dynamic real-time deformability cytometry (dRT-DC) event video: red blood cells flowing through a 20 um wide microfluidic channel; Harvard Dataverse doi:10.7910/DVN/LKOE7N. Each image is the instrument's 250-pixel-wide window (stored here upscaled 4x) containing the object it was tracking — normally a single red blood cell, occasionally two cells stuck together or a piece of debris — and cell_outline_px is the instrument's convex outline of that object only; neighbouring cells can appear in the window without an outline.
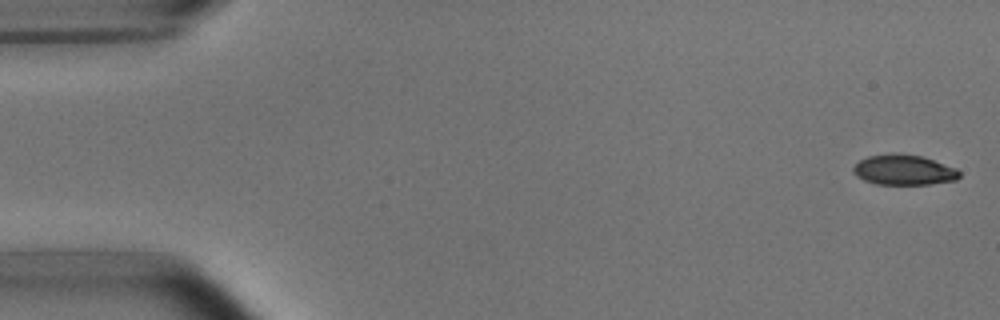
{"species": "common noctule bat (a hibernating species)", "species_latin": "Nyctalus noctula", "temperature_condition": "room temperature", "stored_images_in_passage": 5, "camera_frame_rate_fps": 3000, "um_per_image_px": 0.085, "animal": {"sex": "male", "body_mass_g": 15.6}, "frame": {"image": 1, "passage_image": 1, "time_ms": 0.0, "image_size_px": [1000, 320], "cell_outline_px": [[960, 176], [956, 180], [932, 184], [876, 184], [864, 180], [856, 176], [852, 172], [852, 168], [860, 160], [868, 156], [920, 156], [956, 168], [960, 172]], "centroid_in_image_um": [76.83, 14.5], "position_along_channel_um": 8.2, "area_um2": 17.98}}
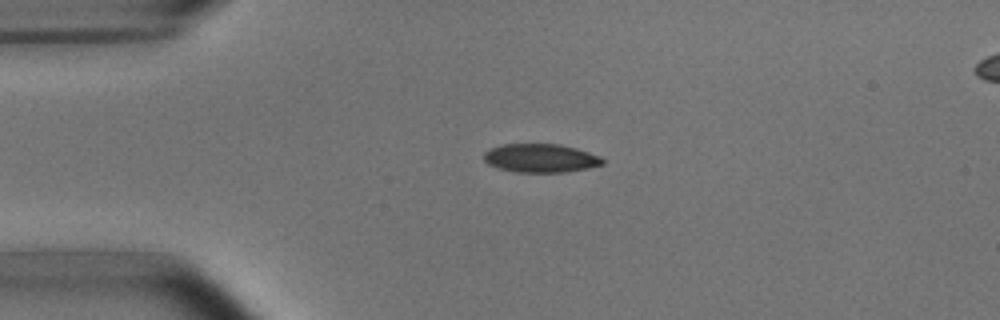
{"frame": {"image": 2, "passage_image": 4, "time_ms": 3.667, "image_size_px": [1000, 320], "cell_outline_px": [[604, 164], [588, 168], [564, 172], [516, 172], [500, 168], [488, 164], [484, 160], [484, 152], [492, 148], [504, 144], [560, 144], [576, 148], [600, 156], [604, 160]], "centroid_in_image_um": [45.97, 13.44], "position_along_channel_um": 39.0, "area_um2": 19.65}}